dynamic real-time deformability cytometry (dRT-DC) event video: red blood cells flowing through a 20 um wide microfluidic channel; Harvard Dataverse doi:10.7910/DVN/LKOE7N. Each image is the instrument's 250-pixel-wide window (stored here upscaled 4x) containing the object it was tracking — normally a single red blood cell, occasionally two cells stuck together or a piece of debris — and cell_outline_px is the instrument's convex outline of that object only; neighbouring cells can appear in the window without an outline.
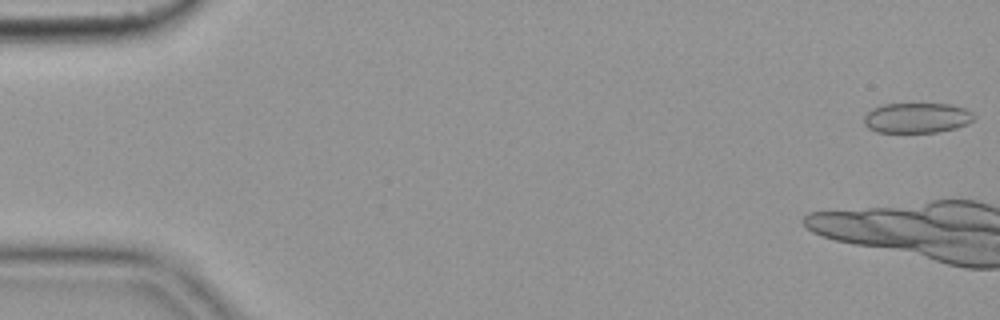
{"species": "common noctule bat (a hibernating species)", "species_latin": "Nyctalus noctula", "temperature_condition": "cold", "stored_images_in_passage": 16, "camera_frame_rate_fps": 3000, "um_per_image_px": 0.085, "animal": {"sex": "female", "body_mass_g": 19.9}, "frame": {"image": 1, "passage_image": 1, "time_ms": 0.0, "image_size_px": [1000, 320], "cell_outline_px": [[976, 116], [968, 124], [956, 128], [936, 132], [876, 132], [868, 128], [864, 124], [864, 116], [872, 108], [884, 104], [948, 104], [964, 108], [972, 112]], "centroid_in_image_um": [77.93, 10.02], "position_along_channel_um": 7.1, "area_um2": 19.36}}